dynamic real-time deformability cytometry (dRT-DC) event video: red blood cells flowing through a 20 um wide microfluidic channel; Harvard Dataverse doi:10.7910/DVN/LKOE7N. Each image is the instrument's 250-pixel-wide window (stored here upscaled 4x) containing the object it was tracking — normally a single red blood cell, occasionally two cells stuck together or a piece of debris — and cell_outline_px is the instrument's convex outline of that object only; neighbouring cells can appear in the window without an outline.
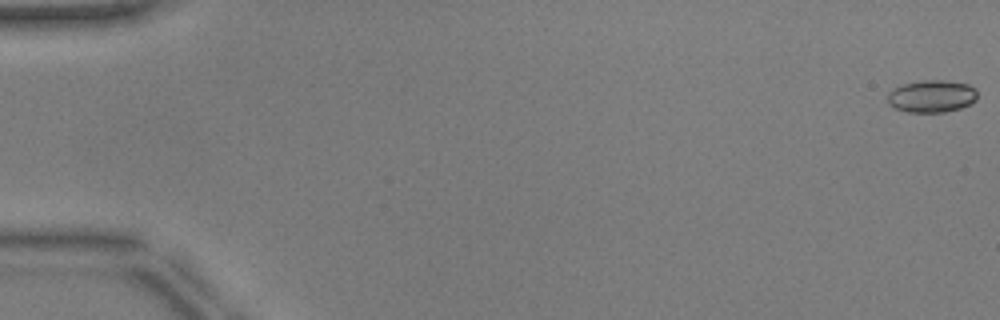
{"species": "common noctule bat (a hibernating species)", "species_latin": "Nyctalus noctula", "temperature_condition": "warm", "stored_images_in_passage": 52, "camera_frame_rate_fps": 3000, "um_per_image_px": 0.085, "animal": {"sex": "male", "body_mass_g": 17.9, "forearm_length_mm": 54.2}, "frame": {"image": 1, "passage_image": 1, "time_ms": 0.0, "image_size_px": [1000, 320], "cell_outline_px": [[976, 100], [972, 104], [960, 108], [944, 112], [908, 112], [896, 108], [888, 104], [888, 92], [904, 84], [924, 80], [944, 80], [968, 84], [976, 88]], "centroid_in_image_um": [79.23, 8.18], "position_along_channel_um": 5.8, "area_um2": 16.88}}
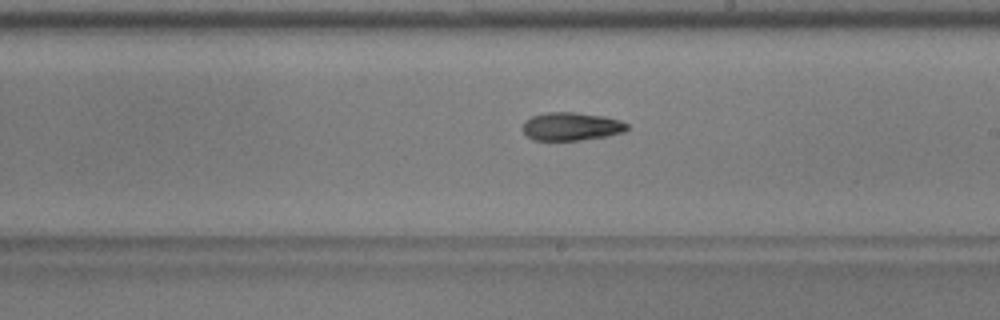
{"frame": {"image": 2, "passage_image": 31, "time_ms": 10.0, "image_size_px": [1000, 320], "cell_outline_px": [[628, 128], [624, 132], [608, 136], [580, 140], [532, 140], [520, 128], [524, 120], [532, 116], [544, 112], [572, 112], [604, 116], [620, 120], [628, 124]], "centroid_in_image_um": [48.53, 10.74], "position_along_channel_um": 240.5, "area_um2": 17.34}}
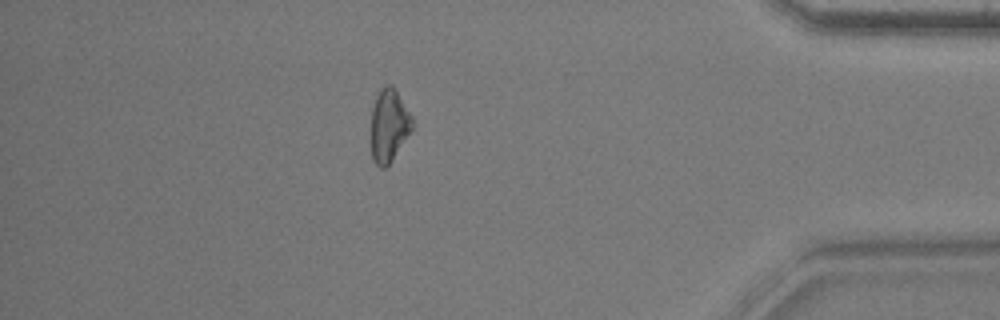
{"frame": {"image": 3, "passage_image": 46, "time_ms": 15.0, "image_size_px": [1000, 320], "cell_outline_px": [[412, 128], [392, 160], [384, 168], [380, 168], [372, 160], [368, 140], [372, 108], [376, 96], [384, 84], [392, 84], [396, 88], [412, 116]], "centroid_in_image_um": [33.0, 10.66], "position_along_channel_um": 402.2, "area_um2": 18.09}}